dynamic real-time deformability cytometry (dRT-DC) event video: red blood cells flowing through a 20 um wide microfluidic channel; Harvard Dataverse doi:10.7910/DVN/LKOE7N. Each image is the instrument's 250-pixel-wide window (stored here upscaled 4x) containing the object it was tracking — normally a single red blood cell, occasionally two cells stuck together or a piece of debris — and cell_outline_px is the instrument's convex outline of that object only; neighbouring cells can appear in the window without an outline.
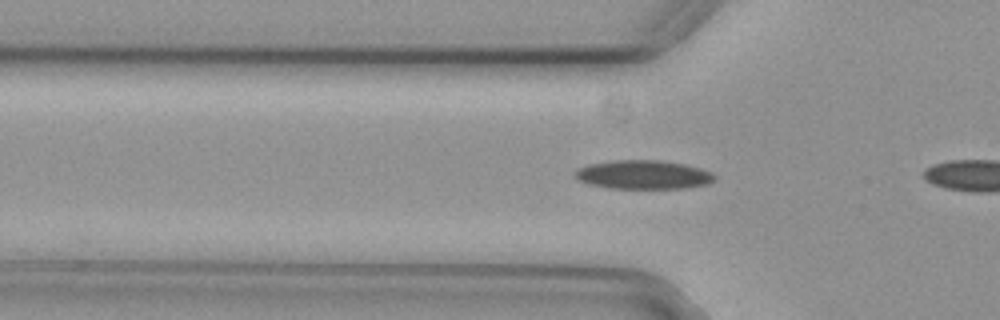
{"species": "common noctule bat (a hibernating species)", "species_latin": "Nyctalus noctula", "temperature_condition": "cold", "stored_images_in_passage": 6, "camera_frame_rate_fps": 3000, "um_per_image_px": 0.085, "animal": {"sex": "female", "body_mass_g": 29.2, "forearm_length_mm": 56.3}, "frame": {"image": 1, "passage_image": 5, "time_ms": 1.333, "image_size_px": [1000, 320], "cell_outline_px": [[716, 176], [708, 184], [688, 188], [608, 188], [588, 184], [576, 180], [572, 172], [576, 168], [588, 164], [616, 160], [660, 160], [684, 164], [700, 168], [712, 172]], "centroid_in_image_um": [54.62, 14.85], "position_along_channel_um": 71.2, "area_um2": 23.7}}